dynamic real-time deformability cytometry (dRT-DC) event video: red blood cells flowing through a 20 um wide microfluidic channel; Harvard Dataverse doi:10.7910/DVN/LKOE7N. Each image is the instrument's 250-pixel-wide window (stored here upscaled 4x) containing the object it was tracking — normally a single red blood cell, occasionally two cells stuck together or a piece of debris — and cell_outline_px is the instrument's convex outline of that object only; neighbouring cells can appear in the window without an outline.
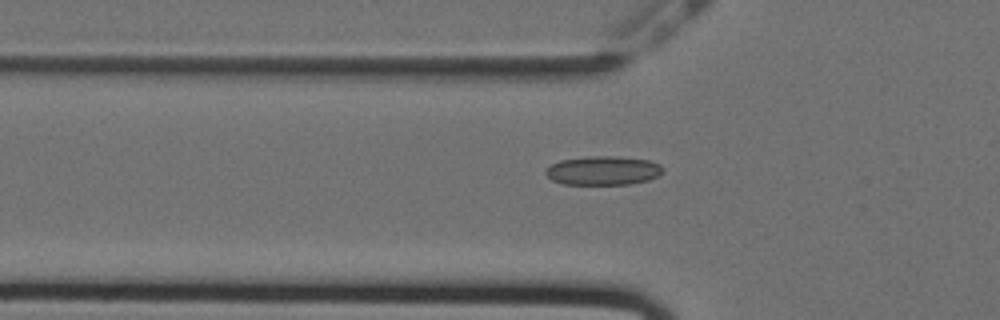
{"species": "Egyptian fruit bat (a non-hibernating species)", "species_latin": "Rousettus aegyptiacus", "temperature_condition": "cold", "stored_images_in_passage": 51, "camera_frame_rate_fps": 3000, "um_per_image_px": 0.085, "animal": {"sex": "female"}, "frame": {"image": 1, "passage_image": 19, "time_ms": 6.0, "image_size_px": [1000, 320], "cell_outline_px": [[664, 172], [648, 180], [628, 184], [564, 184], [552, 180], [544, 172], [552, 164], [560, 160], [592, 156], [612, 156], [648, 160], [660, 164], [664, 168]], "centroid_in_image_um": [51.28, 14.5], "position_along_channel_um": 74.5, "area_um2": 19.59}}
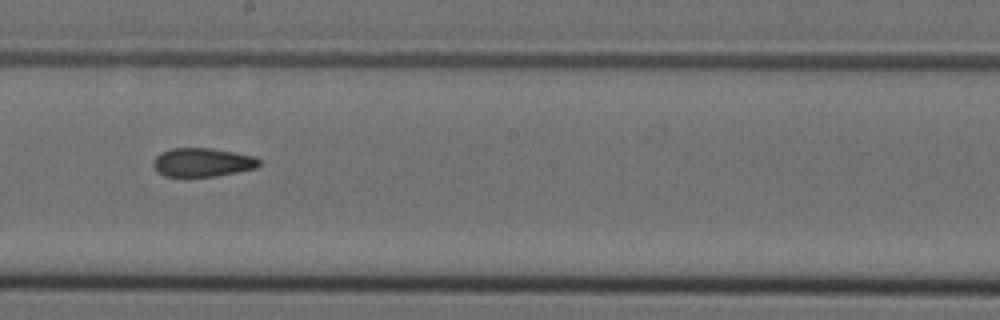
{"frame": {"image": 2, "passage_image": 32, "time_ms": 10.333, "image_size_px": [1000, 320], "cell_outline_px": [[260, 164], [256, 168], [216, 176], [164, 176], [156, 172], [152, 164], [152, 160], [160, 152], [172, 148], [212, 148], [256, 156], [260, 160]], "centroid_in_image_um": [17.18, 13.79], "position_along_channel_um": 231.0, "area_um2": 17.86}}
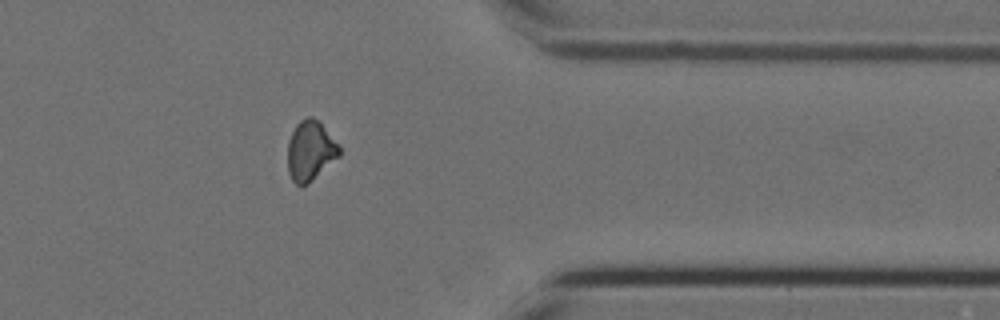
{"frame": {"image": 3, "passage_image": 46, "time_ms": 15.0, "image_size_px": [1000, 320], "cell_outline_px": [[340, 156], [308, 184], [300, 188], [292, 180], [288, 172], [288, 140], [296, 124], [300, 120], [308, 116], [312, 116], [324, 128], [340, 148]], "centroid_in_image_um": [26.35, 12.86], "position_along_channel_um": 385.1, "area_um2": 17.92}}